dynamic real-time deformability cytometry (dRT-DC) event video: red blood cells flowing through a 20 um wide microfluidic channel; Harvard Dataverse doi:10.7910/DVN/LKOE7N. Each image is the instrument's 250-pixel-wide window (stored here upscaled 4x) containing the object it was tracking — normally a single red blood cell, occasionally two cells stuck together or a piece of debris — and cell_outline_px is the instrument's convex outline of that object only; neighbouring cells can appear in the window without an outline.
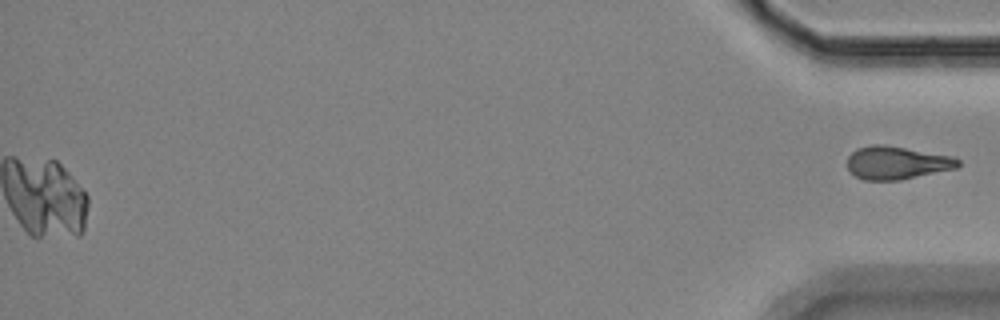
{"species": "Egyptian fruit bat (a non-hibernating species)", "species_latin": "Rousettus aegyptiacus", "temperature_condition": "room temperature", "stored_images_in_passage": 52, "camera_frame_rate_fps": 3000, "um_per_image_px": 0.085, "animal": {"sex": "female"}, "frame": {"image": 1, "passage_image": 52, "time_ms": 17.0, "image_size_px": [1000, 320], "cell_outline_px": [[960, 164], [956, 168], [900, 180], [864, 180], [856, 176], [848, 168], [848, 156], [856, 148], [872, 144], [884, 144], [952, 156], [960, 160]], "centroid_in_image_um": [76.22, 13.82], "position_along_channel_um": 359.0, "area_um2": 21.27}}